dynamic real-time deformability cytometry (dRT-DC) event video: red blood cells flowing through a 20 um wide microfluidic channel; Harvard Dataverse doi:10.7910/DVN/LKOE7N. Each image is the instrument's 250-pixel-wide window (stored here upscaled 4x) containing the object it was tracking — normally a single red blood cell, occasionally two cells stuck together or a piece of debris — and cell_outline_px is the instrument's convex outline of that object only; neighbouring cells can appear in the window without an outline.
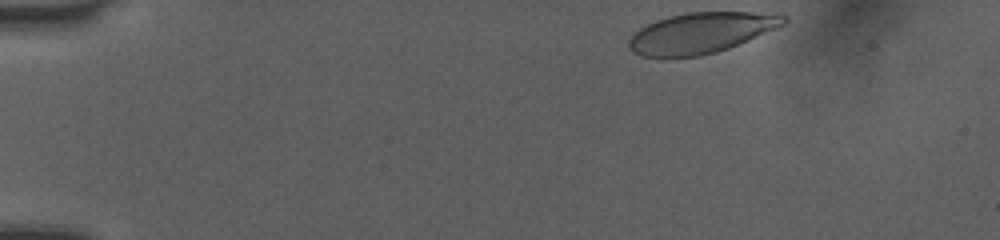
{"species": "human", "species_latin": "Homo sapiens", "temperature_condition": "room temperature", "stored_images_in_passage": 37, "camera_frame_rate_fps": 3000, "um_per_image_px": 0.085, "donor": {"sex": "female"}, "frame": {"image": 1, "passage_image": 1, "time_ms": 0.0, "image_size_px": [1000, 240], "cell_outline_px": [[788, 20], [784, 24], [776, 28], [728, 48], [716, 52], [700, 56], [640, 56], [632, 52], [628, 44], [628, 40], [640, 28], [656, 20], [668, 16], [684, 12], [780, 12], [788, 16]], "centroid_in_image_um": [59.63, 2.76], "position_along_channel_um": 25.4, "area_um2": 36.65}}
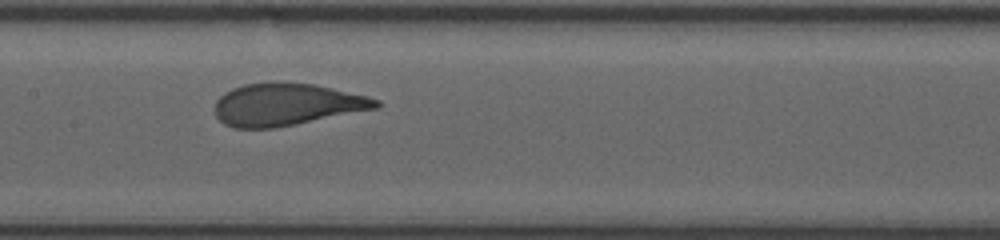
{"frame": {"image": 2, "passage_image": 20, "time_ms": 6.333, "image_size_px": [1000, 240], "cell_outline_px": [[384, 104], [380, 108], [276, 128], [236, 128], [224, 124], [216, 116], [216, 100], [224, 92], [232, 88], [244, 84], [316, 84], [368, 96], [380, 100]], "centroid_in_image_um": [24.43, 8.91], "position_along_channel_um": 183.0, "area_um2": 39.42}}
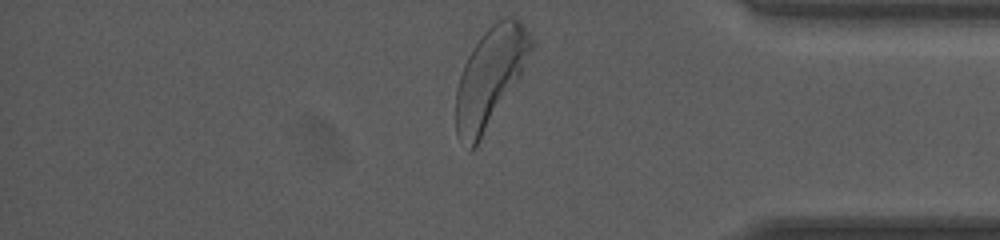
{"frame": {"image": 3, "passage_image": 37, "time_ms": 12.0, "image_size_px": [1000, 240], "cell_outline_px": [[536, 44], [520, 76], [476, 148], [472, 152], [468, 152], [456, 136], [456, 88], [464, 64], [472, 48], [484, 32], [496, 20], [504, 16], [512, 16], [520, 20]], "centroid_in_image_um": [41.66, 6.59], "position_along_channel_um": 393.5, "area_um2": 43.7}, "authors_computed_cell_mechanics": {"area_um2": 40.0554, "velocity_mm_per_s": 4.02, "shape_relaxation_time_tau1_ms": 2.3098, "shape_relaxation_time_tau2_ms": null, "deformation_change_tau1": 0.1517, "deformation_change_tau2": null}}